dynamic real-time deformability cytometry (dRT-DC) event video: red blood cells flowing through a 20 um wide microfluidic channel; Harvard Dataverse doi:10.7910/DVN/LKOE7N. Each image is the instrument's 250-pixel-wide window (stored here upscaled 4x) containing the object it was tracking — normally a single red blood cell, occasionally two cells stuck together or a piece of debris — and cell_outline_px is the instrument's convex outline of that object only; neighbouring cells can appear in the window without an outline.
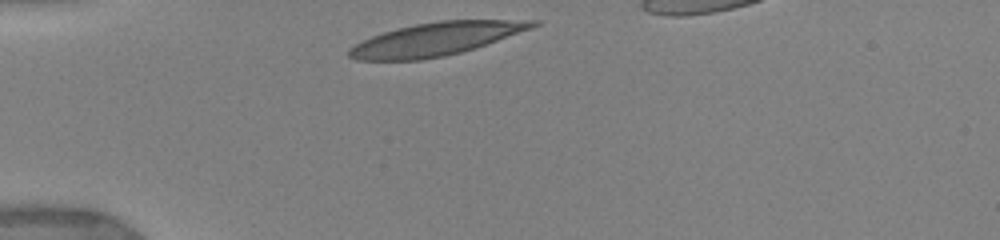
{"species": "human", "species_latin": "Homo sapiens", "temperature_condition": "warm", "stored_images_in_passage": 24, "camera_frame_rate_fps": 3000, "um_per_image_px": 0.085, "donor": {"sex": "female"}, "frame": {"image": 1, "passage_image": 1, "time_ms": 0.0, "image_size_px": [1000, 240], "cell_outline_px": [[540, 24], [532, 28], [460, 52], [444, 56], [420, 60], [356, 60], [348, 56], [348, 48], [372, 36], [384, 32], [416, 24], [440, 20], [540, 20]], "centroid_in_image_um": [37.03, 3.32], "position_along_channel_um": 48.0, "area_um2": 34.74}}
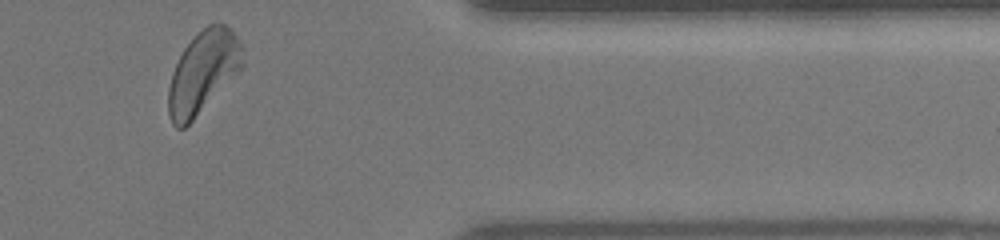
{"frame": {"image": 2, "passage_image": 24, "time_ms": 10.0, "image_size_px": [1000, 240], "cell_outline_px": [[244, 64], [240, 72], [184, 128], [176, 128], [172, 124], [168, 112], [168, 88], [172, 72], [184, 48], [208, 24], [224, 24], [232, 28], [240, 40], [244, 48]], "centroid_in_image_um": [17.3, 6.12], "position_along_channel_um": 394.1, "area_um2": 35.6}, "authors_computed_cell_mechanics": {"area_um2": 34.3043, "velocity_mm_per_s": 3.8582, "shape_relaxation_time_tau1_ms": 2.6074, "shape_relaxation_time_tau2_ms": 1.0561, "deformation_change_tau1": 0.1813, "deformation_change_tau2": 0.0983}}